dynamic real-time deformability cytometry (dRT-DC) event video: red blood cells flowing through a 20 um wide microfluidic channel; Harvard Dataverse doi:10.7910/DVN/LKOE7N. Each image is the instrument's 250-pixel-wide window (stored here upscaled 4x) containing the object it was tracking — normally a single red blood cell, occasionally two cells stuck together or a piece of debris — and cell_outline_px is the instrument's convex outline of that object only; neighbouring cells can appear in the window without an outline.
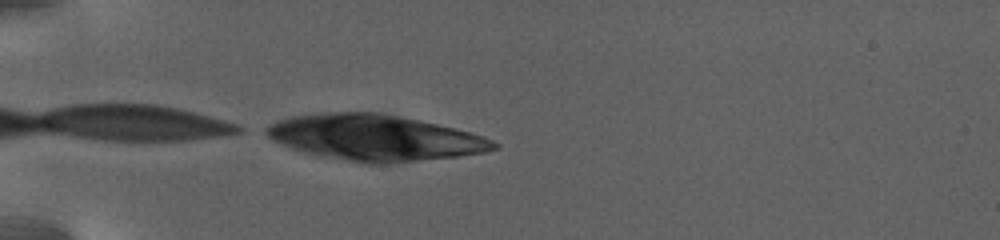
{"species": "human", "species_latin": "Homo sapiens", "temperature_condition": "warm", "stored_images_in_passage": 16, "camera_frame_rate_fps": 3000, "um_per_image_px": 0.085, "donor": {"sex": "female"}, "frame": {"image": 1, "passage_image": 1, "time_ms": 0.0, "image_size_px": [1000, 240], "cell_outline_px": [[500, 144], [496, 148], [484, 152], [456, 156], [388, 164], [368, 164], [316, 156], [292, 148], [268, 136], [264, 132], [264, 128], [280, 120], [292, 116], [320, 112], [380, 112], [420, 120], [484, 136]], "centroid_in_image_um": [31.84, 11.7], "position_along_channel_um": 53.2, "area_um2": 60.57}}